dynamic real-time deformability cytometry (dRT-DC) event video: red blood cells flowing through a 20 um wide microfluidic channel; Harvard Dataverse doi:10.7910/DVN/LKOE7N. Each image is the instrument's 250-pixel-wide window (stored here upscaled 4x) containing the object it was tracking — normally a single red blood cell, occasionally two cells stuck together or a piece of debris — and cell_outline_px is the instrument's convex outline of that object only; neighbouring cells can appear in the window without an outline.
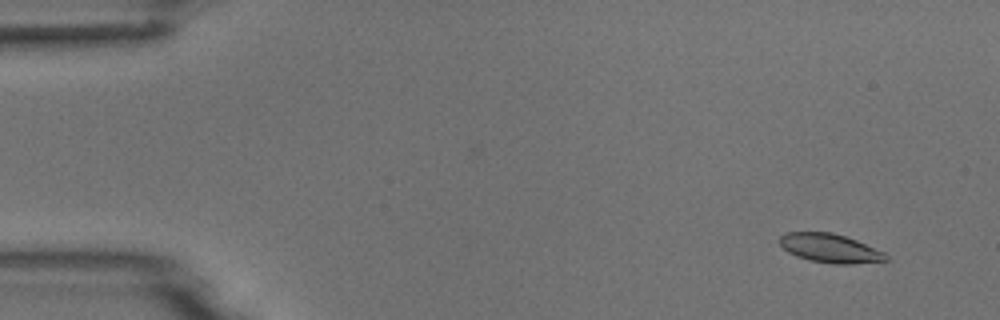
{"species": "common noctule bat (a hibernating species)", "species_latin": "Nyctalus noctula", "temperature_condition": "room temperature", "stored_images_in_passage": 6, "camera_frame_rate_fps": 3000, "um_per_image_px": 0.085, "animal": {"sex": "male", "body_mass_g": 18.8}, "frame": {"image": 1, "passage_image": 1, "time_ms": 0.0, "image_size_px": [1000, 320], "cell_outline_px": [[892, 260], [852, 264], [832, 264], [812, 260], [796, 256], [788, 252], [780, 244], [780, 236], [784, 232], [832, 232], [856, 240], [884, 252]], "centroid_in_image_um": [70.57, 21.1], "position_along_channel_um": 14.4, "area_um2": 17.86}}
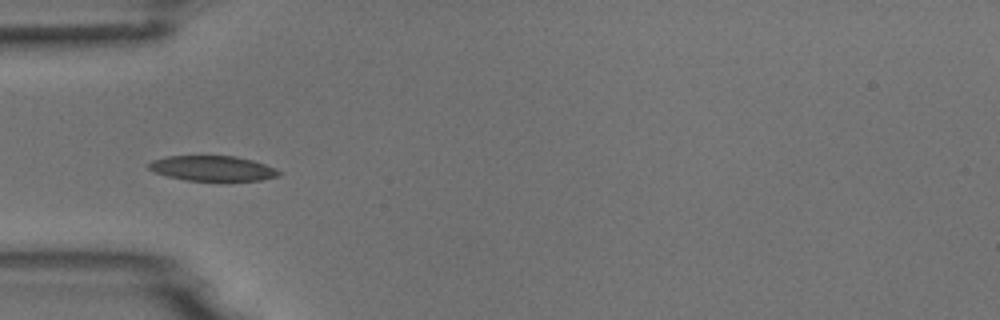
{"frame": {"image": 2, "passage_image": 4, "time_ms": 4.333, "image_size_px": [1000, 320], "cell_outline_px": [[280, 176], [260, 180], [188, 180], [168, 176], [156, 172], [148, 168], [148, 164], [152, 160], [164, 156], [236, 156], [252, 160], [276, 168], [280, 172]], "centroid_in_image_um": [18.07, 14.3], "position_along_channel_um": 66.9, "area_um2": 18.84}}